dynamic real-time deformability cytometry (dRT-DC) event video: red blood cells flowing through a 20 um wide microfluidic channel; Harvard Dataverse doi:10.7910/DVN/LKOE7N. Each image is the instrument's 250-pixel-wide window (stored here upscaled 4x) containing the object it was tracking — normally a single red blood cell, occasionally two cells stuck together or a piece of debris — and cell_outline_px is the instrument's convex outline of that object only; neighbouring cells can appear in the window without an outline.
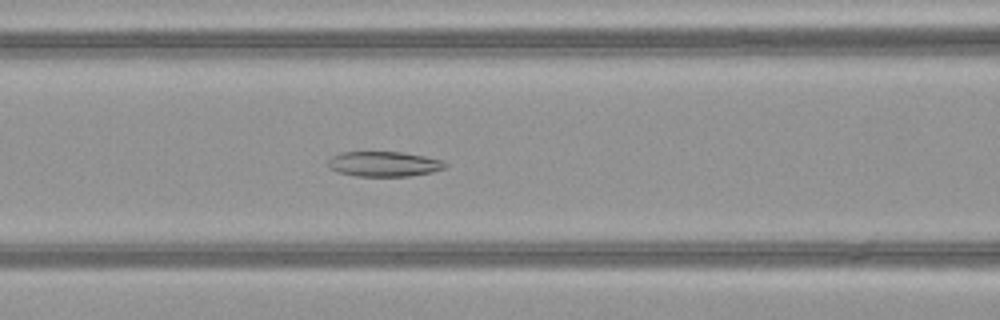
{"species": "common noctule bat (a hibernating species)", "species_latin": "Nyctalus noctula", "temperature_condition": "warm", "stored_images_in_passage": 51, "camera_frame_rate_fps": 3000, "um_per_image_px": 0.085, "animal": {"sex": "female", "body_mass_g": 21.9}, "frame": {"image": 1, "passage_image": 22, "time_ms": 7.0, "image_size_px": [1000, 320], "cell_outline_px": [[448, 164], [444, 168], [432, 172], [408, 176], [356, 176], [336, 172], [328, 168], [328, 160], [332, 156], [340, 152], [400, 152], [424, 156], [444, 160]], "centroid_in_image_um": [32.61, 13.94], "position_along_channel_um": 134.0, "area_um2": 17.22}}
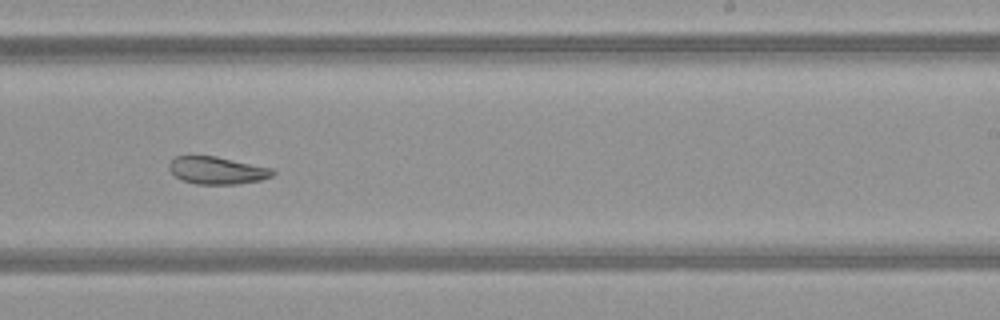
{"frame": {"image": 2, "passage_image": 32, "time_ms": 10.333, "image_size_px": [1000, 320], "cell_outline_px": [[276, 172], [272, 176], [260, 180], [236, 184], [196, 184], [180, 180], [168, 168], [168, 164], [176, 156], [216, 156], [272, 168]], "centroid_in_image_um": [18.44, 14.49], "position_along_channel_um": 270.6, "area_um2": 16.53}}
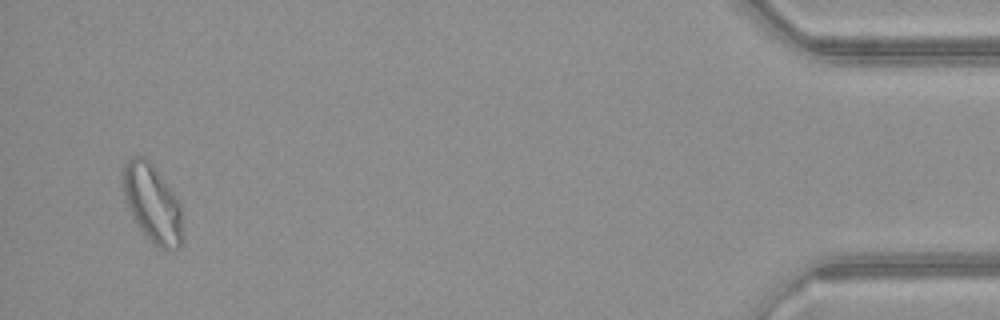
{"frame": {"image": 3, "passage_image": 49, "time_ms": 16.0, "image_size_px": [1000, 320], "cell_outline_px": [[184, 236], [180, 244], [176, 248], [160, 248], [152, 244], [140, 228], [132, 216], [124, 196], [124, 160], [132, 156], [144, 156], [156, 168], [176, 196], [180, 204]], "centroid_in_image_um": [12.97, 17.28], "position_along_channel_um": 422.2, "area_um2": 26.99}, "authors_computed_cell_mechanics": {"area_um2": 22.3686, "velocity_mm_per_s": 4.1061, "shape_relaxation_time_tau1_ms": null, "shape_relaxation_time_tau2_ms": 2.3667, "deformation_change_tau1": null, "deformation_change_tau2": 0.0815}}